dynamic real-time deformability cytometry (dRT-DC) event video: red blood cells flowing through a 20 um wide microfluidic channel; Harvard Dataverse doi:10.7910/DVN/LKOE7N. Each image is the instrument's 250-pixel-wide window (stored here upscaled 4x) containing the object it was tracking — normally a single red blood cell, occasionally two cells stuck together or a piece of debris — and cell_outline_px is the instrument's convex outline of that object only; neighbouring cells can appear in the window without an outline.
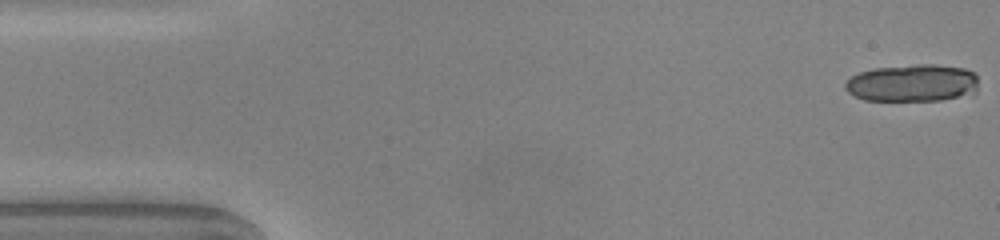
{"species": "common noctule bat (a hibernating species)", "species_latin": "Nyctalus noctula", "temperature_condition": "warm", "stored_images_in_passage": 16, "camera_frame_rate_fps": 3000, "um_per_image_px": 0.085, "animal": {"sex": "male", "body_mass_g": 20.0, "forearm_length_mm": 53.3}, "frame": {"image": 1, "passage_image": 1, "time_ms": 0.0, "image_size_px": [1000, 240], "cell_outline_px": [[976, 92], [940, 100], [864, 100], [852, 96], [844, 88], [844, 84], [852, 76], [860, 72], [876, 68], [920, 64], [936, 64], [964, 68], [976, 72]], "centroid_in_image_um": [77.54, 7.05], "position_along_channel_um": 7.5, "area_um2": 28.9}}